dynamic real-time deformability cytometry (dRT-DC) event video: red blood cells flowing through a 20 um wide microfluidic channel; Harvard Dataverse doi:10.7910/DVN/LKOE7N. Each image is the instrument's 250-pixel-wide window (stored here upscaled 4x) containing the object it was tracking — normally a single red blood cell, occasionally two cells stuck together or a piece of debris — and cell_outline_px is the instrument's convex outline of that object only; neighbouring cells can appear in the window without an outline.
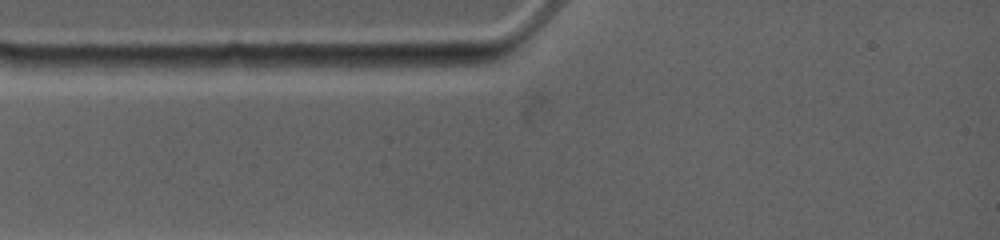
{"species": "common noctule bat (a hibernating species)", "species_latin": "Nyctalus noctula", "temperature_condition": "warm", "stored_images_in_passage": 3, "camera_frame_rate_fps": 4500, "um_per_image_px": 0.085, "animal": {"sex": "female", "body_mass_g": 19.0, "forearm_length_mm": 53.3}, "frame": {"image": 1, "passage_image": 1, "time_ms": 0.0, "image_size_px": [1000, 240], "cell_outline_px": [[496, 52], [492, 60], [444, 72], [352, 64], [368, 56], [488, 52]], "centroid_in_image_um": [36.42, 5.19], "position_along_channel_um": 48.6, "area_um2": 12.95}}